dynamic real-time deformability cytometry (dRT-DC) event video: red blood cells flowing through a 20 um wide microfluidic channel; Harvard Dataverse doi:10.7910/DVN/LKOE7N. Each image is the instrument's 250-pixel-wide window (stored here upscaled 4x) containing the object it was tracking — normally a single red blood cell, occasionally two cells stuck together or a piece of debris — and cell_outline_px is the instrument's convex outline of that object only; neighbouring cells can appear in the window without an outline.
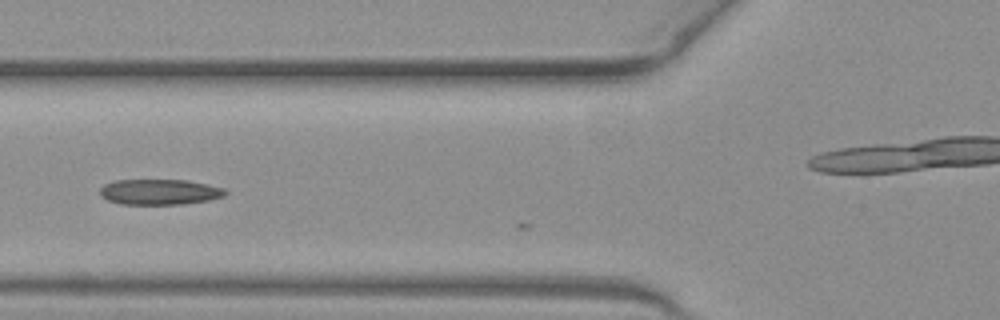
{"species": "common noctule bat (a hibernating species)", "species_latin": "Nyctalus noctula", "temperature_condition": "warm", "stored_images_in_passage": 3, "camera_frame_rate_fps": 3000, "um_per_image_px": 0.085, "animal": {"sex": "female", "body_mass_g": 19.3, "forearm_length_mm": 54.1}, "frame": {"image": 1, "passage_image": 2, "time_ms": 0.333, "image_size_px": [1000, 320], "cell_outline_px": [[228, 192], [224, 196], [208, 200], [184, 204], [120, 204], [108, 200], [100, 196], [100, 188], [104, 184], [112, 180], [188, 180], [208, 184], [224, 188]], "centroid_in_image_um": [13.55, 16.31], "position_along_channel_um": 112.2, "area_um2": 18.79}}